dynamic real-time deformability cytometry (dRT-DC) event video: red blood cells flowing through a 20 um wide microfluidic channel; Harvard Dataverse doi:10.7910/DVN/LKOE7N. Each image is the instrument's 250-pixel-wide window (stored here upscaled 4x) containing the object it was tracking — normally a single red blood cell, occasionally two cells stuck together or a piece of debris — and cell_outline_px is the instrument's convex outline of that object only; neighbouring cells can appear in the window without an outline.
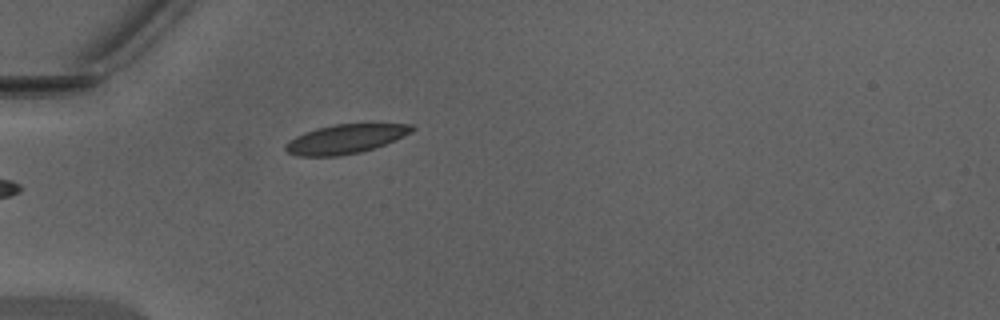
{"species": "Egyptian fruit bat (a non-hibernating species)", "species_latin": "Rousettus aegyptiacus", "temperature_condition": "warm", "stored_images_in_passage": 22, "camera_frame_rate_fps": 3000, "um_per_image_px": 0.085, "animal": {"sex": "male"}, "frame": {"image": 1, "passage_image": 1, "time_ms": 0.0, "image_size_px": [1000, 320], "cell_outline_px": [[416, 128], [412, 132], [404, 136], [384, 144], [360, 152], [340, 156], [300, 156], [288, 152], [284, 148], [284, 144], [288, 140], [304, 132], [316, 128], [336, 124], [412, 124]], "centroid_in_image_um": [29.34, 11.81], "position_along_channel_um": 55.7, "area_um2": 21.39}}